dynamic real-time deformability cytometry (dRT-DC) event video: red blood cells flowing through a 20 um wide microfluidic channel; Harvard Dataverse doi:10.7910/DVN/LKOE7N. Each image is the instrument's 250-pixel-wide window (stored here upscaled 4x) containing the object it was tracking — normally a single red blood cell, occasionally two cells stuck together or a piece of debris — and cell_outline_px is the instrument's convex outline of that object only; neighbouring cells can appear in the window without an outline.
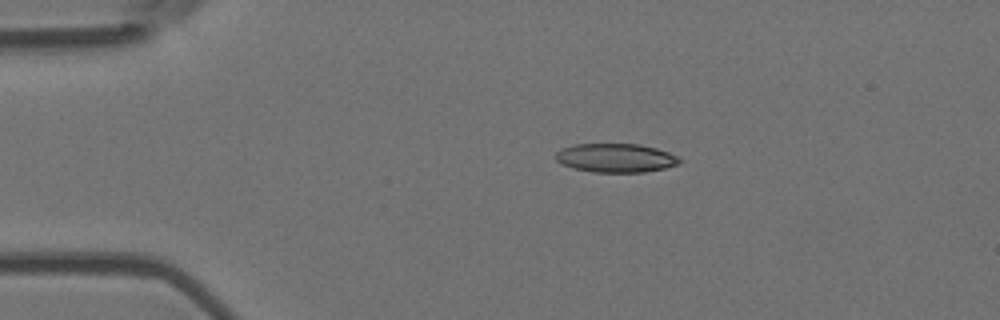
{"species": "Egyptian fruit bat (a non-hibernating species)", "species_latin": "Rousettus aegyptiacus", "temperature_condition": "room temperature", "stored_images_in_passage": 3, "camera_frame_rate_fps": 3000, "um_per_image_px": 0.085, "animal": {"sex": "female"}, "frame": {"image": 1, "passage_image": 1, "time_ms": 0.0, "image_size_px": [1000, 320], "cell_outline_px": [[680, 164], [664, 168], [644, 172], [592, 172], [572, 168], [560, 164], [556, 160], [556, 152], [560, 148], [572, 144], [640, 144], [656, 148], [668, 152], [676, 156], [680, 160]], "centroid_in_image_um": [52.29, 13.42], "position_along_channel_um": 32.7, "area_um2": 20.92}}